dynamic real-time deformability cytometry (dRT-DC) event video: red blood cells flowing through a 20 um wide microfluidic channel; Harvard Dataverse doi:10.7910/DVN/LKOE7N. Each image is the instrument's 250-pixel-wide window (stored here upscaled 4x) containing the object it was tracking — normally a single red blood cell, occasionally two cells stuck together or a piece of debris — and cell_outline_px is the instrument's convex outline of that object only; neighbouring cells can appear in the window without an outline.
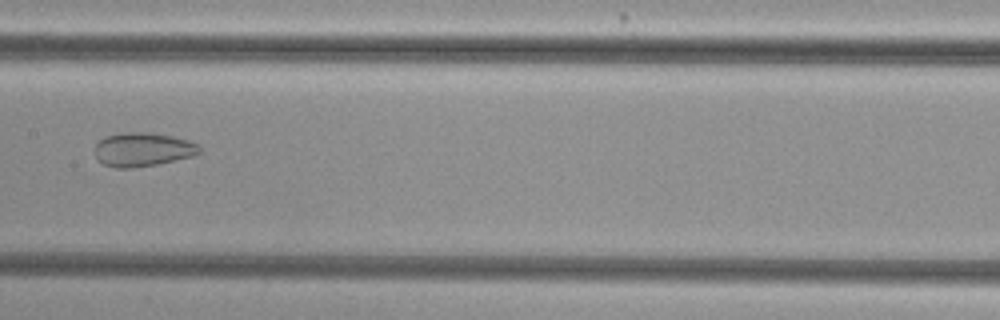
{"species": "common noctule bat (a hibernating species)", "species_latin": "Nyctalus noctula", "temperature_condition": "cold", "stored_images_in_passage": 7, "camera_frame_rate_fps": 3000, "um_per_image_px": 0.085, "animal": {"sex": "female", "body_mass_g": 29.2, "forearm_length_mm": 56.3}, "frame": {"image": 1, "passage_image": 7, "time_ms": 2.0, "image_size_px": [1000, 320], "cell_outline_px": [[200, 152], [196, 156], [156, 164], [132, 168], [116, 168], [104, 164], [96, 156], [96, 144], [104, 136], [120, 132], [152, 132], [172, 136], [188, 140], [200, 144]], "centroid_in_image_um": [12.17, 12.69], "position_along_channel_um": 195.2, "area_um2": 20.81}}